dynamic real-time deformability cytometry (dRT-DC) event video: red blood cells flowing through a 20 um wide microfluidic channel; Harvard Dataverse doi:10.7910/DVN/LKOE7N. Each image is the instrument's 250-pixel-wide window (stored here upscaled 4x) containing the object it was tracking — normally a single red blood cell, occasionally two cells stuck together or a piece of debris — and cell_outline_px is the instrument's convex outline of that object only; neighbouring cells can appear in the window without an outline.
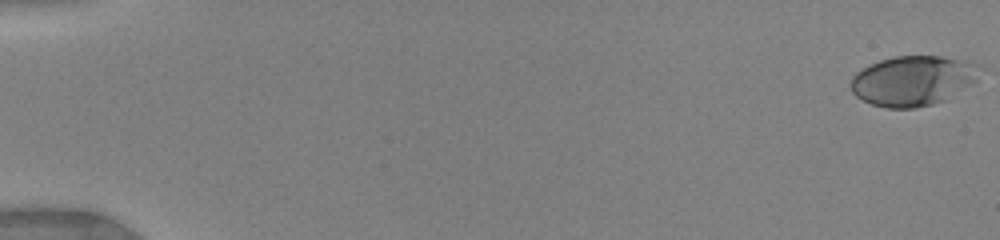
{"species": "human", "species_latin": "Homo sapiens", "temperature_condition": "warm", "stored_images_in_passage": 2, "camera_frame_rate_fps": 3000, "um_per_image_px": 0.085, "donor": {"sex": "female"}, "frame": {"image": 1, "passage_image": 1, "time_ms": 0.0, "image_size_px": [1000, 240], "cell_outline_px": [[980, 64], [976, 84], [944, 100], [932, 104], [912, 108], [888, 108], [872, 104], [856, 96], [852, 92], [848, 84], [852, 76], [856, 72], [880, 60], [892, 56], [940, 56], [968, 60]], "centroid_in_image_um": [77.63, 6.85], "position_along_channel_um": 7.4, "area_um2": 37.92}}